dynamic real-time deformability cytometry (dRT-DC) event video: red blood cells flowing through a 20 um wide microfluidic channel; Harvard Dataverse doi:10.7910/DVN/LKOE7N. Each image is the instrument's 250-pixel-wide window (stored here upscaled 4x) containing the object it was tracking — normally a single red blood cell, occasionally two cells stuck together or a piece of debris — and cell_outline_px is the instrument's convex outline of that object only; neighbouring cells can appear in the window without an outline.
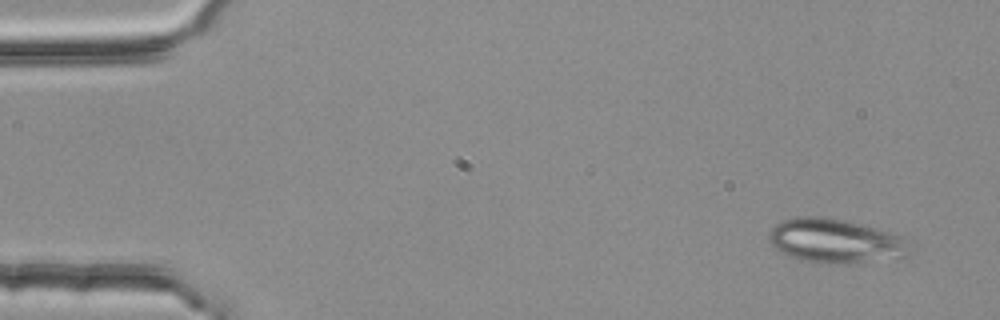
{"species": "common noctule bat (a hibernating species)", "species_latin": "Nyctalus noctula", "temperature_condition": "room temperature", "stored_images_in_passage": 3, "camera_frame_rate_fps": 3000, "um_per_image_px": 0.085, "animal": {"sex": "female", "body_mass_g": 25.1}, "frame": {"image": 1, "passage_image": 1, "time_ms": 0.0, "image_size_px": [1000, 320], "cell_outline_px": [[908, 256], [844, 264], [828, 264], [800, 260], [788, 256], [780, 252], [768, 240], [768, 232], [776, 224], [784, 220], [796, 216], [820, 216], [844, 220], [876, 228], [900, 236]], "centroid_in_image_um": [70.87, 20.48], "position_along_channel_um": 14.1, "area_um2": 35.72}}